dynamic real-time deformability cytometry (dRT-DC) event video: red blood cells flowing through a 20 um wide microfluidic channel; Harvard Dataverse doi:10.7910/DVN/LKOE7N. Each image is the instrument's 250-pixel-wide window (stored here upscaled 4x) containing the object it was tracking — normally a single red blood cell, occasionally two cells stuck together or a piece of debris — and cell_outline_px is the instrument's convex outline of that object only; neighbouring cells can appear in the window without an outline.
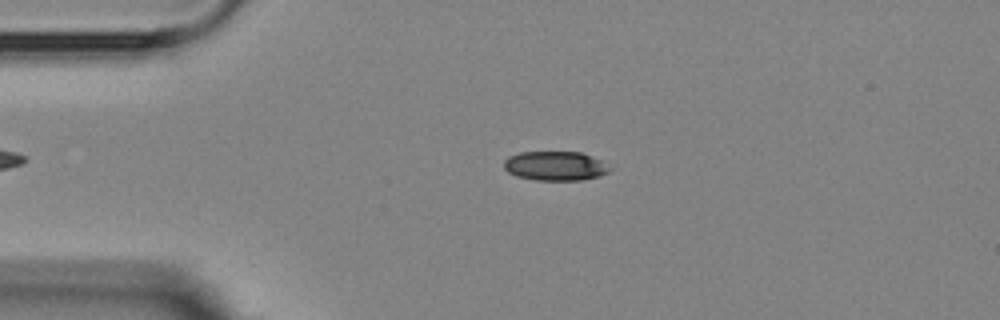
{"species": "Egyptian fruit bat (a non-hibernating species)", "species_latin": "Rousettus aegyptiacus", "temperature_condition": "room temperature", "stored_images_in_passage": 1, "camera_frame_rate_fps": 3000, "um_per_image_px": 0.085, "animal": {"sex": "female"}, "frame": {"image": 1, "passage_image": 1, "time_ms": 0.0, "image_size_px": [1000, 320], "cell_outline_px": [[612, 168], [608, 172], [600, 176], [580, 180], [536, 180], [516, 176], [508, 172], [504, 168], [504, 160], [508, 156], [520, 152], [580, 152], [600, 160]], "centroid_in_image_um": [47.18, 14.1], "position_along_channel_um": 37.8, "area_um2": 18.03}}